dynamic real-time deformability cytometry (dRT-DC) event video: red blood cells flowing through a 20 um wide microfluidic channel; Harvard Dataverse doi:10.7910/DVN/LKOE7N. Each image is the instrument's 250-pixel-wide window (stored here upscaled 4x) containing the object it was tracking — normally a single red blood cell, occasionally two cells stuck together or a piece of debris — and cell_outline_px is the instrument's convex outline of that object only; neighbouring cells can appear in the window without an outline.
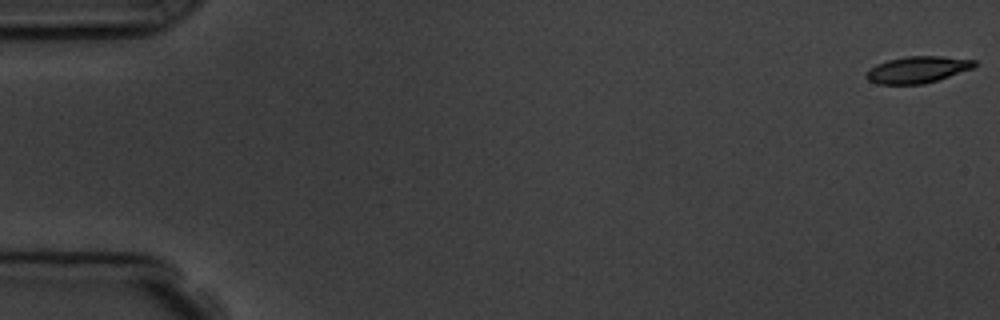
{"species": "common noctule bat (a hibernating species)", "species_latin": "Nyctalus noctula", "temperature_condition": "room temperature", "stored_images_in_passage": 3, "camera_frame_rate_fps": 3000, "um_per_image_px": 0.085, "animal": {"sex": "male", "body_mass_g": 19.5, "forearm_length_mm": 54.6}, "frame": {"image": 1, "passage_image": 1, "time_ms": 0.0, "image_size_px": [1000, 320], "cell_outline_px": [[976, 64], [972, 68], [924, 84], [880, 84], [868, 80], [864, 76], [876, 64], [888, 60], [908, 56], [940, 56], [976, 60]], "centroid_in_image_um": [77.97, 5.91], "position_along_channel_um": 7.0, "area_um2": 16.47}}